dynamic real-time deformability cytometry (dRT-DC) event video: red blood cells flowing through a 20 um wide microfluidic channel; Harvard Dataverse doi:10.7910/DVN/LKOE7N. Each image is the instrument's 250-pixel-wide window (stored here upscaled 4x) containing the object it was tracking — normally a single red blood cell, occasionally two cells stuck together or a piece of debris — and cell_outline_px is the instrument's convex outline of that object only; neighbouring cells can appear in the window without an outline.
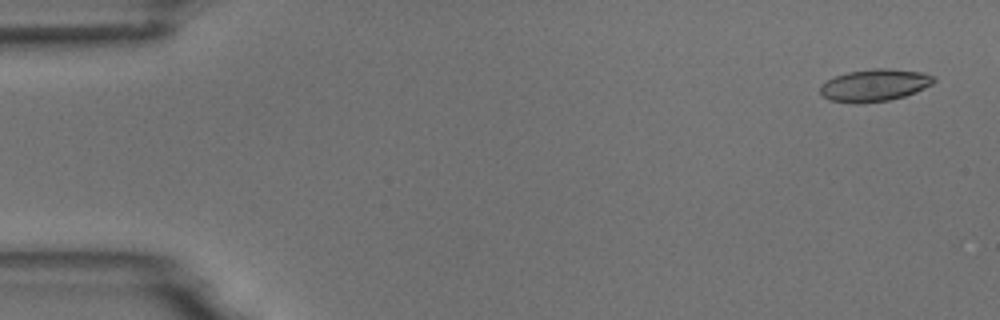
{"species": "common noctule bat (a hibernating species)", "species_latin": "Nyctalus noctula", "temperature_condition": "room temperature", "stored_images_in_passage": 8, "camera_frame_rate_fps": 3000, "um_per_image_px": 0.085, "animal": {"sex": "male", "body_mass_g": 18.8}, "frame": {"image": 1, "passage_image": 1, "time_ms": 0.0, "image_size_px": [1000, 320], "cell_outline_px": [[936, 80], [932, 84], [916, 92], [904, 96], [888, 100], [856, 104], [828, 100], [820, 92], [820, 84], [836, 76], [848, 72], [872, 68], [888, 68], [924, 72], [936, 76]], "centroid_in_image_um": [74.36, 7.24], "position_along_channel_um": 10.6, "area_um2": 21.5}}
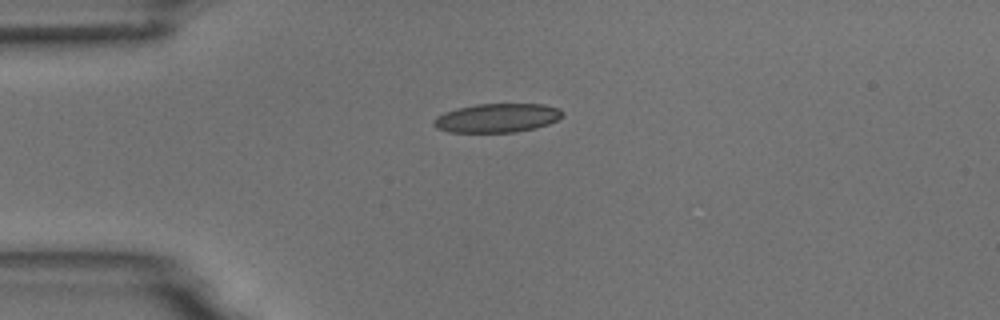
{"frame": {"image": 2, "passage_image": 4, "time_ms": 3.667, "image_size_px": [1000, 320], "cell_outline_px": [[564, 116], [548, 124], [536, 128], [516, 132], [448, 132], [436, 128], [432, 124], [432, 120], [436, 116], [444, 112], [456, 108], [476, 104], [544, 104], [560, 108], [564, 112]], "centroid_in_image_um": [42.25, 10.02], "position_along_channel_um": 42.8, "area_um2": 21.96}}